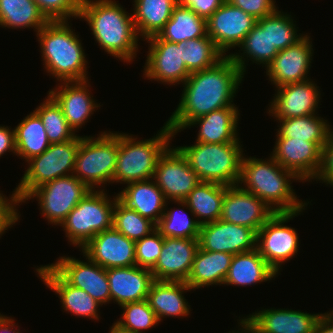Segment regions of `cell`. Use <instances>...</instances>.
<instances>
[{
  "label": "cell",
  "mask_w": 333,
  "mask_h": 333,
  "mask_svg": "<svg viewBox=\"0 0 333 333\" xmlns=\"http://www.w3.org/2000/svg\"><path fill=\"white\" fill-rule=\"evenodd\" d=\"M244 75L229 55L210 68L191 73L182 84L179 105L166 125L172 137L194 119L214 110L236 107L233 102Z\"/></svg>",
  "instance_id": "6da1fadb"
},
{
  "label": "cell",
  "mask_w": 333,
  "mask_h": 333,
  "mask_svg": "<svg viewBox=\"0 0 333 333\" xmlns=\"http://www.w3.org/2000/svg\"><path fill=\"white\" fill-rule=\"evenodd\" d=\"M84 19L99 46L108 54L130 63L138 52L139 35L132 14L114 0H82L79 19Z\"/></svg>",
  "instance_id": "7a4b0ae2"
},
{
  "label": "cell",
  "mask_w": 333,
  "mask_h": 333,
  "mask_svg": "<svg viewBox=\"0 0 333 333\" xmlns=\"http://www.w3.org/2000/svg\"><path fill=\"white\" fill-rule=\"evenodd\" d=\"M292 180L301 182L271 155L267 160L243 156L239 186L263 200L275 213L297 212L307 207L308 203L299 201L293 192ZM242 183L245 187L241 186Z\"/></svg>",
  "instance_id": "3957f363"
},
{
  "label": "cell",
  "mask_w": 333,
  "mask_h": 333,
  "mask_svg": "<svg viewBox=\"0 0 333 333\" xmlns=\"http://www.w3.org/2000/svg\"><path fill=\"white\" fill-rule=\"evenodd\" d=\"M73 31L68 20H55L36 33L44 68L59 82L88 80L86 55L79 36Z\"/></svg>",
  "instance_id": "277c9868"
},
{
  "label": "cell",
  "mask_w": 333,
  "mask_h": 333,
  "mask_svg": "<svg viewBox=\"0 0 333 333\" xmlns=\"http://www.w3.org/2000/svg\"><path fill=\"white\" fill-rule=\"evenodd\" d=\"M160 130L156 136L146 140H137V137H132L134 135L119 133L113 183L129 184L153 179L158 158L173 138V132L166 124Z\"/></svg>",
  "instance_id": "5b68a950"
},
{
  "label": "cell",
  "mask_w": 333,
  "mask_h": 333,
  "mask_svg": "<svg viewBox=\"0 0 333 333\" xmlns=\"http://www.w3.org/2000/svg\"><path fill=\"white\" fill-rule=\"evenodd\" d=\"M200 181L238 185L243 150L240 143H200L177 147Z\"/></svg>",
  "instance_id": "8992f818"
},
{
  "label": "cell",
  "mask_w": 333,
  "mask_h": 333,
  "mask_svg": "<svg viewBox=\"0 0 333 333\" xmlns=\"http://www.w3.org/2000/svg\"><path fill=\"white\" fill-rule=\"evenodd\" d=\"M118 149V132L104 131L98 137L80 136L73 175L91 190L113 183Z\"/></svg>",
  "instance_id": "52a82bcc"
},
{
  "label": "cell",
  "mask_w": 333,
  "mask_h": 333,
  "mask_svg": "<svg viewBox=\"0 0 333 333\" xmlns=\"http://www.w3.org/2000/svg\"><path fill=\"white\" fill-rule=\"evenodd\" d=\"M79 145L80 136L77 135L72 140L52 143L41 155L28 160L29 166L14 193L12 192L16 204H22L37 187L59 177L73 174Z\"/></svg>",
  "instance_id": "ba28073f"
},
{
  "label": "cell",
  "mask_w": 333,
  "mask_h": 333,
  "mask_svg": "<svg viewBox=\"0 0 333 333\" xmlns=\"http://www.w3.org/2000/svg\"><path fill=\"white\" fill-rule=\"evenodd\" d=\"M104 190H90L61 223L74 247H84L97 233L113 227V211L118 197L115 195L110 200Z\"/></svg>",
  "instance_id": "9c48e42d"
},
{
  "label": "cell",
  "mask_w": 333,
  "mask_h": 333,
  "mask_svg": "<svg viewBox=\"0 0 333 333\" xmlns=\"http://www.w3.org/2000/svg\"><path fill=\"white\" fill-rule=\"evenodd\" d=\"M302 211L274 213L257 232L256 249L277 274L282 263L291 260L299 250L297 231L285 223Z\"/></svg>",
  "instance_id": "30bf717a"
},
{
  "label": "cell",
  "mask_w": 333,
  "mask_h": 333,
  "mask_svg": "<svg viewBox=\"0 0 333 333\" xmlns=\"http://www.w3.org/2000/svg\"><path fill=\"white\" fill-rule=\"evenodd\" d=\"M90 190L85 183L71 174L37 187L23 203L28 199H37L41 214L49 223L58 226Z\"/></svg>",
  "instance_id": "8fae6325"
},
{
  "label": "cell",
  "mask_w": 333,
  "mask_h": 333,
  "mask_svg": "<svg viewBox=\"0 0 333 333\" xmlns=\"http://www.w3.org/2000/svg\"><path fill=\"white\" fill-rule=\"evenodd\" d=\"M146 41L150 46L144 66L145 78L165 85L184 83L191 74L182 59L186 43L165 41L158 35L151 36Z\"/></svg>",
  "instance_id": "7c38bea8"
},
{
  "label": "cell",
  "mask_w": 333,
  "mask_h": 333,
  "mask_svg": "<svg viewBox=\"0 0 333 333\" xmlns=\"http://www.w3.org/2000/svg\"><path fill=\"white\" fill-rule=\"evenodd\" d=\"M170 147L159 156L153 180L167 201H183L201 181L179 149Z\"/></svg>",
  "instance_id": "4fadbf2b"
},
{
  "label": "cell",
  "mask_w": 333,
  "mask_h": 333,
  "mask_svg": "<svg viewBox=\"0 0 333 333\" xmlns=\"http://www.w3.org/2000/svg\"><path fill=\"white\" fill-rule=\"evenodd\" d=\"M257 19L225 1L207 20V35L225 56L230 48L239 47L256 25Z\"/></svg>",
  "instance_id": "5bb4252c"
},
{
  "label": "cell",
  "mask_w": 333,
  "mask_h": 333,
  "mask_svg": "<svg viewBox=\"0 0 333 333\" xmlns=\"http://www.w3.org/2000/svg\"><path fill=\"white\" fill-rule=\"evenodd\" d=\"M87 262L62 256L50 264L70 285L85 290L99 304L111 302L106 269L86 257Z\"/></svg>",
  "instance_id": "9a60e30c"
},
{
  "label": "cell",
  "mask_w": 333,
  "mask_h": 333,
  "mask_svg": "<svg viewBox=\"0 0 333 333\" xmlns=\"http://www.w3.org/2000/svg\"><path fill=\"white\" fill-rule=\"evenodd\" d=\"M256 240L253 229L221 219L201 225L198 237L200 249L232 255L256 249Z\"/></svg>",
  "instance_id": "2e32d148"
},
{
  "label": "cell",
  "mask_w": 333,
  "mask_h": 333,
  "mask_svg": "<svg viewBox=\"0 0 333 333\" xmlns=\"http://www.w3.org/2000/svg\"><path fill=\"white\" fill-rule=\"evenodd\" d=\"M198 248V238L164 237L159 258L150 270L153 279L186 282Z\"/></svg>",
  "instance_id": "e0dca14e"
},
{
  "label": "cell",
  "mask_w": 333,
  "mask_h": 333,
  "mask_svg": "<svg viewBox=\"0 0 333 333\" xmlns=\"http://www.w3.org/2000/svg\"><path fill=\"white\" fill-rule=\"evenodd\" d=\"M81 249L83 257H88L105 269L136 265L135 241L113 227L97 233Z\"/></svg>",
  "instance_id": "ac0fdd59"
},
{
  "label": "cell",
  "mask_w": 333,
  "mask_h": 333,
  "mask_svg": "<svg viewBox=\"0 0 333 333\" xmlns=\"http://www.w3.org/2000/svg\"><path fill=\"white\" fill-rule=\"evenodd\" d=\"M271 156L302 182L314 180L321 165V148L312 142L294 138H276Z\"/></svg>",
  "instance_id": "d6986e66"
},
{
  "label": "cell",
  "mask_w": 333,
  "mask_h": 333,
  "mask_svg": "<svg viewBox=\"0 0 333 333\" xmlns=\"http://www.w3.org/2000/svg\"><path fill=\"white\" fill-rule=\"evenodd\" d=\"M318 88L311 79L277 87V93L268 108L269 115L276 119H287L317 114L321 99Z\"/></svg>",
  "instance_id": "ffe728a7"
},
{
  "label": "cell",
  "mask_w": 333,
  "mask_h": 333,
  "mask_svg": "<svg viewBox=\"0 0 333 333\" xmlns=\"http://www.w3.org/2000/svg\"><path fill=\"white\" fill-rule=\"evenodd\" d=\"M274 213L263 200L242 189L238 184L227 186L220 219L246 226L257 233Z\"/></svg>",
  "instance_id": "44dd1931"
},
{
  "label": "cell",
  "mask_w": 333,
  "mask_h": 333,
  "mask_svg": "<svg viewBox=\"0 0 333 333\" xmlns=\"http://www.w3.org/2000/svg\"><path fill=\"white\" fill-rule=\"evenodd\" d=\"M305 36L296 44L280 50L273 61L267 66L266 74L270 82L277 87L295 82H303L311 68L313 44ZM310 66V67H309Z\"/></svg>",
  "instance_id": "7402d4cb"
},
{
  "label": "cell",
  "mask_w": 333,
  "mask_h": 333,
  "mask_svg": "<svg viewBox=\"0 0 333 333\" xmlns=\"http://www.w3.org/2000/svg\"><path fill=\"white\" fill-rule=\"evenodd\" d=\"M322 313L309 314L292 309H262L241 320L254 333H313Z\"/></svg>",
  "instance_id": "603a6c76"
},
{
  "label": "cell",
  "mask_w": 333,
  "mask_h": 333,
  "mask_svg": "<svg viewBox=\"0 0 333 333\" xmlns=\"http://www.w3.org/2000/svg\"><path fill=\"white\" fill-rule=\"evenodd\" d=\"M88 81L61 82V85L48 91V94L60 106L65 119L74 132L82 128L95 109L100 107L93 96L91 97L88 88L90 82Z\"/></svg>",
  "instance_id": "cb8c5ba5"
},
{
  "label": "cell",
  "mask_w": 333,
  "mask_h": 333,
  "mask_svg": "<svg viewBox=\"0 0 333 333\" xmlns=\"http://www.w3.org/2000/svg\"><path fill=\"white\" fill-rule=\"evenodd\" d=\"M36 272L44 284L59 296L65 311L79 318L99 320L97 312L102 305L85 290L70 285L51 265L36 268Z\"/></svg>",
  "instance_id": "d4e9b609"
},
{
  "label": "cell",
  "mask_w": 333,
  "mask_h": 333,
  "mask_svg": "<svg viewBox=\"0 0 333 333\" xmlns=\"http://www.w3.org/2000/svg\"><path fill=\"white\" fill-rule=\"evenodd\" d=\"M111 301L122 306L126 303L147 299L149 288L154 281L149 269L139 266L106 269Z\"/></svg>",
  "instance_id": "484cf974"
},
{
  "label": "cell",
  "mask_w": 333,
  "mask_h": 333,
  "mask_svg": "<svg viewBox=\"0 0 333 333\" xmlns=\"http://www.w3.org/2000/svg\"><path fill=\"white\" fill-rule=\"evenodd\" d=\"M240 111L238 107L214 110L192 120L187 126L198 125L200 130L196 142L200 143H240L237 131Z\"/></svg>",
  "instance_id": "4316f807"
},
{
  "label": "cell",
  "mask_w": 333,
  "mask_h": 333,
  "mask_svg": "<svg viewBox=\"0 0 333 333\" xmlns=\"http://www.w3.org/2000/svg\"><path fill=\"white\" fill-rule=\"evenodd\" d=\"M191 287L182 281H158L151 283L147 295L150 308L155 312L159 322L164 317H187L190 306L183 295L184 291H191Z\"/></svg>",
  "instance_id": "83f0119b"
},
{
  "label": "cell",
  "mask_w": 333,
  "mask_h": 333,
  "mask_svg": "<svg viewBox=\"0 0 333 333\" xmlns=\"http://www.w3.org/2000/svg\"><path fill=\"white\" fill-rule=\"evenodd\" d=\"M117 197L126 207L137 211L142 217L148 218L155 224L162 217L167 201L152 179L127 184Z\"/></svg>",
  "instance_id": "f1b7e54d"
},
{
  "label": "cell",
  "mask_w": 333,
  "mask_h": 333,
  "mask_svg": "<svg viewBox=\"0 0 333 333\" xmlns=\"http://www.w3.org/2000/svg\"><path fill=\"white\" fill-rule=\"evenodd\" d=\"M226 190L225 185L201 181L183 201L173 202L186 207L198 223L204 225L221 218Z\"/></svg>",
  "instance_id": "f546056e"
},
{
  "label": "cell",
  "mask_w": 333,
  "mask_h": 333,
  "mask_svg": "<svg viewBox=\"0 0 333 333\" xmlns=\"http://www.w3.org/2000/svg\"><path fill=\"white\" fill-rule=\"evenodd\" d=\"M243 52L230 53L229 56L244 75L246 72V59L256 64L267 66L273 61L279 50L271 44L269 38V15L257 20L256 25L246 35L239 46ZM247 57V58H244Z\"/></svg>",
  "instance_id": "4dcf8cb0"
},
{
  "label": "cell",
  "mask_w": 333,
  "mask_h": 333,
  "mask_svg": "<svg viewBox=\"0 0 333 333\" xmlns=\"http://www.w3.org/2000/svg\"><path fill=\"white\" fill-rule=\"evenodd\" d=\"M233 255L198 248L186 283L192 290L210 285H223Z\"/></svg>",
  "instance_id": "1f68e13d"
},
{
  "label": "cell",
  "mask_w": 333,
  "mask_h": 333,
  "mask_svg": "<svg viewBox=\"0 0 333 333\" xmlns=\"http://www.w3.org/2000/svg\"><path fill=\"white\" fill-rule=\"evenodd\" d=\"M277 273L259 254L257 249L233 255L224 285L251 286L272 280Z\"/></svg>",
  "instance_id": "d6a6232c"
},
{
  "label": "cell",
  "mask_w": 333,
  "mask_h": 333,
  "mask_svg": "<svg viewBox=\"0 0 333 333\" xmlns=\"http://www.w3.org/2000/svg\"><path fill=\"white\" fill-rule=\"evenodd\" d=\"M178 0H134L133 20L139 36L158 35L170 20Z\"/></svg>",
  "instance_id": "836d02e7"
},
{
  "label": "cell",
  "mask_w": 333,
  "mask_h": 333,
  "mask_svg": "<svg viewBox=\"0 0 333 333\" xmlns=\"http://www.w3.org/2000/svg\"><path fill=\"white\" fill-rule=\"evenodd\" d=\"M275 120L280 122L276 132L277 138H294L312 142L321 149L328 142L332 130L327 120L316 114Z\"/></svg>",
  "instance_id": "e575fe53"
},
{
  "label": "cell",
  "mask_w": 333,
  "mask_h": 333,
  "mask_svg": "<svg viewBox=\"0 0 333 333\" xmlns=\"http://www.w3.org/2000/svg\"><path fill=\"white\" fill-rule=\"evenodd\" d=\"M206 34V20L189 7L177 4L170 20L158 33V36L165 41L180 43L204 37Z\"/></svg>",
  "instance_id": "d590c367"
},
{
  "label": "cell",
  "mask_w": 333,
  "mask_h": 333,
  "mask_svg": "<svg viewBox=\"0 0 333 333\" xmlns=\"http://www.w3.org/2000/svg\"><path fill=\"white\" fill-rule=\"evenodd\" d=\"M50 20L34 0H0V27L33 28L36 33Z\"/></svg>",
  "instance_id": "8d00e7d4"
},
{
  "label": "cell",
  "mask_w": 333,
  "mask_h": 333,
  "mask_svg": "<svg viewBox=\"0 0 333 333\" xmlns=\"http://www.w3.org/2000/svg\"><path fill=\"white\" fill-rule=\"evenodd\" d=\"M14 132L16 155L26 162L41 155L51 145L42 120L34 111L14 128Z\"/></svg>",
  "instance_id": "74e56055"
},
{
  "label": "cell",
  "mask_w": 333,
  "mask_h": 333,
  "mask_svg": "<svg viewBox=\"0 0 333 333\" xmlns=\"http://www.w3.org/2000/svg\"><path fill=\"white\" fill-rule=\"evenodd\" d=\"M33 111L42 120L51 144L72 140L77 136L65 119L60 106L49 94L44 102Z\"/></svg>",
  "instance_id": "f35d334b"
},
{
  "label": "cell",
  "mask_w": 333,
  "mask_h": 333,
  "mask_svg": "<svg viewBox=\"0 0 333 333\" xmlns=\"http://www.w3.org/2000/svg\"><path fill=\"white\" fill-rule=\"evenodd\" d=\"M185 43L182 59L190 73L210 68L225 56L207 34L201 38L187 40Z\"/></svg>",
  "instance_id": "ab89813d"
},
{
  "label": "cell",
  "mask_w": 333,
  "mask_h": 333,
  "mask_svg": "<svg viewBox=\"0 0 333 333\" xmlns=\"http://www.w3.org/2000/svg\"><path fill=\"white\" fill-rule=\"evenodd\" d=\"M113 228L127 238L137 241L154 231L156 224L117 200L113 211Z\"/></svg>",
  "instance_id": "60d3db41"
},
{
  "label": "cell",
  "mask_w": 333,
  "mask_h": 333,
  "mask_svg": "<svg viewBox=\"0 0 333 333\" xmlns=\"http://www.w3.org/2000/svg\"><path fill=\"white\" fill-rule=\"evenodd\" d=\"M167 203L169 202L166 201L164 213L156 224L159 233L163 237L198 238L201 227L198 221L193 220V217L189 218L183 209L169 210Z\"/></svg>",
  "instance_id": "b9f144b4"
},
{
  "label": "cell",
  "mask_w": 333,
  "mask_h": 333,
  "mask_svg": "<svg viewBox=\"0 0 333 333\" xmlns=\"http://www.w3.org/2000/svg\"><path fill=\"white\" fill-rule=\"evenodd\" d=\"M120 307L123 309L122 318L115 323L123 329L133 333H143L159 323L147 300L126 303Z\"/></svg>",
  "instance_id": "7bdbcfd3"
},
{
  "label": "cell",
  "mask_w": 333,
  "mask_h": 333,
  "mask_svg": "<svg viewBox=\"0 0 333 333\" xmlns=\"http://www.w3.org/2000/svg\"><path fill=\"white\" fill-rule=\"evenodd\" d=\"M292 16L278 9L269 15V38L272 45L280 51L296 44L305 34L298 35Z\"/></svg>",
  "instance_id": "ee69618b"
},
{
  "label": "cell",
  "mask_w": 333,
  "mask_h": 333,
  "mask_svg": "<svg viewBox=\"0 0 333 333\" xmlns=\"http://www.w3.org/2000/svg\"><path fill=\"white\" fill-rule=\"evenodd\" d=\"M163 243L164 237L157 229L135 241L136 266L151 270L159 258Z\"/></svg>",
  "instance_id": "f6af8a7d"
},
{
  "label": "cell",
  "mask_w": 333,
  "mask_h": 333,
  "mask_svg": "<svg viewBox=\"0 0 333 333\" xmlns=\"http://www.w3.org/2000/svg\"><path fill=\"white\" fill-rule=\"evenodd\" d=\"M43 14L50 20L78 18L82 0H34Z\"/></svg>",
  "instance_id": "bcb514c9"
},
{
  "label": "cell",
  "mask_w": 333,
  "mask_h": 333,
  "mask_svg": "<svg viewBox=\"0 0 333 333\" xmlns=\"http://www.w3.org/2000/svg\"><path fill=\"white\" fill-rule=\"evenodd\" d=\"M231 5L242 9L245 13L253 16L255 19H261L271 15L278 8L275 5V0H226Z\"/></svg>",
  "instance_id": "7dc6e473"
},
{
  "label": "cell",
  "mask_w": 333,
  "mask_h": 333,
  "mask_svg": "<svg viewBox=\"0 0 333 333\" xmlns=\"http://www.w3.org/2000/svg\"><path fill=\"white\" fill-rule=\"evenodd\" d=\"M315 180L333 186V129L328 142L321 149V165Z\"/></svg>",
  "instance_id": "c3c4849f"
},
{
  "label": "cell",
  "mask_w": 333,
  "mask_h": 333,
  "mask_svg": "<svg viewBox=\"0 0 333 333\" xmlns=\"http://www.w3.org/2000/svg\"><path fill=\"white\" fill-rule=\"evenodd\" d=\"M226 0H178V4L189 7L207 20Z\"/></svg>",
  "instance_id": "681fc988"
},
{
  "label": "cell",
  "mask_w": 333,
  "mask_h": 333,
  "mask_svg": "<svg viewBox=\"0 0 333 333\" xmlns=\"http://www.w3.org/2000/svg\"><path fill=\"white\" fill-rule=\"evenodd\" d=\"M17 204L13 194L8 199L0 193V224H15L19 220Z\"/></svg>",
  "instance_id": "f907efd6"
},
{
  "label": "cell",
  "mask_w": 333,
  "mask_h": 333,
  "mask_svg": "<svg viewBox=\"0 0 333 333\" xmlns=\"http://www.w3.org/2000/svg\"><path fill=\"white\" fill-rule=\"evenodd\" d=\"M7 151L16 154L15 132L8 126H0V157Z\"/></svg>",
  "instance_id": "816d5d0a"
},
{
  "label": "cell",
  "mask_w": 333,
  "mask_h": 333,
  "mask_svg": "<svg viewBox=\"0 0 333 333\" xmlns=\"http://www.w3.org/2000/svg\"><path fill=\"white\" fill-rule=\"evenodd\" d=\"M313 333H333V311L320 316Z\"/></svg>",
  "instance_id": "f5cc1de1"
},
{
  "label": "cell",
  "mask_w": 333,
  "mask_h": 333,
  "mask_svg": "<svg viewBox=\"0 0 333 333\" xmlns=\"http://www.w3.org/2000/svg\"><path fill=\"white\" fill-rule=\"evenodd\" d=\"M14 319L4 316L0 313V333H20V329H16ZM15 328V329H14Z\"/></svg>",
  "instance_id": "db71d44e"
},
{
  "label": "cell",
  "mask_w": 333,
  "mask_h": 333,
  "mask_svg": "<svg viewBox=\"0 0 333 333\" xmlns=\"http://www.w3.org/2000/svg\"><path fill=\"white\" fill-rule=\"evenodd\" d=\"M240 325V327H241V329H240V331L241 332H239V329L236 331V330H233L232 331V333H254L241 319L239 320V322H238ZM228 333H231L230 331L228 332Z\"/></svg>",
  "instance_id": "11a10c76"
},
{
  "label": "cell",
  "mask_w": 333,
  "mask_h": 333,
  "mask_svg": "<svg viewBox=\"0 0 333 333\" xmlns=\"http://www.w3.org/2000/svg\"><path fill=\"white\" fill-rule=\"evenodd\" d=\"M109 333H133L132 331L121 328L118 324L114 323Z\"/></svg>",
  "instance_id": "9f6ffc18"
},
{
  "label": "cell",
  "mask_w": 333,
  "mask_h": 333,
  "mask_svg": "<svg viewBox=\"0 0 333 333\" xmlns=\"http://www.w3.org/2000/svg\"><path fill=\"white\" fill-rule=\"evenodd\" d=\"M13 224H0V237L3 233H5V230H8V228H11Z\"/></svg>",
  "instance_id": "6f0895ef"
}]
</instances>
